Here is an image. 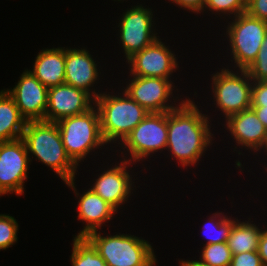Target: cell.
<instances>
[{
  "mask_svg": "<svg viewBox=\"0 0 267 266\" xmlns=\"http://www.w3.org/2000/svg\"><path fill=\"white\" fill-rule=\"evenodd\" d=\"M24 140L0 142V189L22 195L30 158Z\"/></svg>",
  "mask_w": 267,
  "mask_h": 266,
  "instance_id": "9",
  "label": "cell"
},
{
  "mask_svg": "<svg viewBox=\"0 0 267 266\" xmlns=\"http://www.w3.org/2000/svg\"><path fill=\"white\" fill-rule=\"evenodd\" d=\"M266 148V150H264V151H267V138H266V142H265V147H264V149Z\"/></svg>",
  "mask_w": 267,
  "mask_h": 266,
  "instance_id": "35",
  "label": "cell"
},
{
  "mask_svg": "<svg viewBox=\"0 0 267 266\" xmlns=\"http://www.w3.org/2000/svg\"><path fill=\"white\" fill-rule=\"evenodd\" d=\"M26 120L21 116L13 98L0 91V142L21 139Z\"/></svg>",
  "mask_w": 267,
  "mask_h": 266,
  "instance_id": "20",
  "label": "cell"
},
{
  "mask_svg": "<svg viewBox=\"0 0 267 266\" xmlns=\"http://www.w3.org/2000/svg\"><path fill=\"white\" fill-rule=\"evenodd\" d=\"M131 159L123 160L119 166L114 165L103 174H100L96 182L92 185V189L98 194L104 201L113 206L116 210L123 204L130 196L132 189V177L126 168L128 163H131Z\"/></svg>",
  "mask_w": 267,
  "mask_h": 266,
  "instance_id": "15",
  "label": "cell"
},
{
  "mask_svg": "<svg viewBox=\"0 0 267 266\" xmlns=\"http://www.w3.org/2000/svg\"><path fill=\"white\" fill-rule=\"evenodd\" d=\"M72 266H106V262L85 237H74Z\"/></svg>",
  "mask_w": 267,
  "mask_h": 266,
  "instance_id": "22",
  "label": "cell"
},
{
  "mask_svg": "<svg viewBox=\"0 0 267 266\" xmlns=\"http://www.w3.org/2000/svg\"><path fill=\"white\" fill-rule=\"evenodd\" d=\"M230 266H263L257 251L232 255Z\"/></svg>",
  "mask_w": 267,
  "mask_h": 266,
  "instance_id": "28",
  "label": "cell"
},
{
  "mask_svg": "<svg viewBox=\"0 0 267 266\" xmlns=\"http://www.w3.org/2000/svg\"><path fill=\"white\" fill-rule=\"evenodd\" d=\"M226 127L234 136L238 145L245 146L247 149H264L267 138V129L260 122L256 113L250 108L239 113L230 115L226 119Z\"/></svg>",
  "mask_w": 267,
  "mask_h": 266,
  "instance_id": "17",
  "label": "cell"
},
{
  "mask_svg": "<svg viewBox=\"0 0 267 266\" xmlns=\"http://www.w3.org/2000/svg\"><path fill=\"white\" fill-rule=\"evenodd\" d=\"M18 223L14 217L0 214V250L17 242Z\"/></svg>",
  "mask_w": 267,
  "mask_h": 266,
  "instance_id": "26",
  "label": "cell"
},
{
  "mask_svg": "<svg viewBox=\"0 0 267 266\" xmlns=\"http://www.w3.org/2000/svg\"><path fill=\"white\" fill-rule=\"evenodd\" d=\"M246 12L252 17L267 22V0H251L246 5Z\"/></svg>",
  "mask_w": 267,
  "mask_h": 266,
  "instance_id": "30",
  "label": "cell"
},
{
  "mask_svg": "<svg viewBox=\"0 0 267 266\" xmlns=\"http://www.w3.org/2000/svg\"><path fill=\"white\" fill-rule=\"evenodd\" d=\"M32 74L47 88L65 83V49L42 50L36 56Z\"/></svg>",
  "mask_w": 267,
  "mask_h": 266,
  "instance_id": "19",
  "label": "cell"
},
{
  "mask_svg": "<svg viewBox=\"0 0 267 266\" xmlns=\"http://www.w3.org/2000/svg\"><path fill=\"white\" fill-rule=\"evenodd\" d=\"M206 8L217 13L233 14L236 17L246 12V3L245 0H206L204 9Z\"/></svg>",
  "mask_w": 267,
  "mask_h": 266,
  "instance_id": "27",
  "label": "cell"
},
{
  "mask_svg": "<svg viewBox=\"0 0 267 266\" xmlns=\"http://www.w3.org/2000/svg\"><path fill=\"white\" fill-rule=\"evenodd\" d=\"M221 215H222V213H218V212L213 214L212 217L209 218L210 220H209L208 224L207 225L205 224L206 226H204V228L206 229V231L207 232L209 230L210 231H209V234L207 233L208 240H207L206 244H204V245L215 244V243H226L227 242L230 231H231L234 223L237 220H231V218H228V216L226 217L225 215L224 216L223 215L221 216ZM218 217L220 219H217ZM212 230L215 232L216 235H213L214 232ZM206 231H204V232H206ZM210 233H212V234H210Z\"/></svg>",
  "mask_w": 267,
  "mask_h": 266,
  "instance_id": "23",
  "label": "cell"
},
{
  "mask_svg": "<svg viewBox=\"0 0 267 266\" xmlns=\"http://www.w3.org/2000/svg\"><path fill=\"white\" fill-rule=\"evenodd\" d=\"M28 153L49 166L69 187L75 188L77 165L68 156L55 122L28 121L23 131Z\"/></svg>",
  "mask_w": 267,
  "mask_h": 266,
  "instance_id": "2",
  "label": "cell"
},
{
  "mask_svg": "<svg viewBox=\"0 0 267 266\" xmlns=\"http://www.w3.org/2000/svg\"><path fill=\"white\" fill-rule=\"evenodd\" d=\"M169 79L133 76L125 92L148 112H169L178 106L168 105L174 90Z\"/></svg>",
  "mask_w": 267,
  "mask_h": 266,
  "instance_id": "13",
  "label": "cell"
},
{
  "mask_svg": "<svg viewBox=\"0 0 267 266\" xmlns=\"http://www.w3.org/2000/svg\"><path fill=\"white\" fill-rule=\"evenodd\" d=\"M106 262V266H155L156 256L151 244L128 234L101 236L91 232L85 237Z\"/></svg>",
  "mask_w": 267,
  "mask_h": 266,
  "instance_id": "4",
  "label": "cell"
},
{
  "mask_svg": "<svg viewBox=\"0 0 267 266\" xmlns=\"http://www.w3.org/2000/svg\"><path fill=\"white\" fill-rule=\"evenodd\" d=\"M176 60L174 53L158 38L127 61L132 67L130 73L133 76L169 79L179 67Z\"/></svg>",
  "mask_w": 267,
  "mask_h": 266,
  "instance_id": "12",
  "label": "cell"
},
{
  "mask_svg": "<svg viewBox=\"0 0 267 266\" xmlns=\"http://www.w3.org/2000/svg\"><path fill=\"white\" fill-rule=\"evenodd\" d=\"M176 3L179 7L188 9L198 14L204 10L206 0H170ZM201 11V12H200Z\"/></svg>",
  "mask_w": 267,
  "mask_h": 266,
  "instance_id": "31",
  "label": "cell"
},
{
  "mask_svg": "<svg viewBox=\"0 0 267 266\" xmlns=\"http://www.w3.org/2000/svg\"><path fill=\"white\" fill-rule=\"evenodd\" d=\"M56 123L65 150L76 165L91 150L107 144L101 133L100 115L95 105L83 114L66 117Z\"/></svg>",
  "mask_w": 267,
  "mask_h": 266,
  "instance_id": "5",
  "label": "cell"
},
{
  "mask_svg": "<svg viewBox=\"0 0 267 266\" xmlns=\"http://www.w3.org/2000/svg\"><path fill=\"white\" fill-rule=\"evenodd\" d=\"M234 18L226 31L229 35L231 55L236 67L246 70L257 57L267 33V22L252 17L247 12Z\"/></svg>",
  "mask_w": 267,
  "mask_h": 266,
  "instance_id": "6",
  "label": "cell"
},
{
  "mask_svg": "<svg viewBox=\"0 0 267 266\" xmlns=\"http://www.w3.org/2000/svg\"><path fill=\"white\" fill-rule=\"evenodd\" d=\"M180 265L181 266H209V265H206L205 263L201 262L200 260H182L180 261Z\"/></svg>",
  "mask_w": 267,
  "mask_h": 266,
  "instance_id": "34",
  "label": "cell"
},
{
  "mask_svg": "<svg viewBox=\"0 0 267 266\" xmlns=\"http://www.w3.org/2000/svg\"><path fill=\"white\" fill-rule=\"evenodd\" d=\"M241 71V72H240ZM241 75L229 69H222L212 77L213 97L217 107L225 118L251 108V78L246 70H239ZM251 82V83H250Z\"/></svg>",
  "mask_w": 267,
  "mask_h": 266,
  "instance_id": "7",
  "label": "cell"
},
{
  "mask_svg": "<svg viewBox=\"0 0 267 266\" xmlns=\"http://www.w3.org/2000/svg\"><path fill=\"white\" fill-rule=\"evenodd\" d=\"M152 10L142 5L133 6L120 19V41L127 60L157 40L153 33Z\"/></svg>",
  "mask_w": 267,
  "mask_h": 266,
  "instance_id": "10",
  "label": "cell"
},
{
  "mask_svg": "<svg viewBox=\"0 0 267 266\" xmlns=\"http://www.w3.org/2000/svg\"><path fill=\"white\" fill-rule=\"evenodd\" d=\"M249 222H239L237 219L234 223L227 240L232 255L257 251L262 230L255 223L251 224Z\"/></svg>",
  "mask_w": 267,
  "mask_h": 266,
  "instance_id": "21",
  "label": "cell"
},
{
  "mask_svg": "<svg viewBox=\"0 0 267 266\" xmlns=\"http://www.w3.org/2000/svg\"><path fill=\"white\" fill-rule=\"evenodd\" d=\"M6 92L13 98L21 116L28 121H45L48 88L31 72L25 70L13 89Z\"/></svg>",
  "mask_w": 267,
  "mask_h": 266,
  "instance_id": "11",
  "label": "cell"
},
{
  "mask_svg": "<svg viewBox=\"0 0 267 266\" xmlns=\"http://www.w3.org/2000/svg\"><path fill=\"white\" fill-rule=\"evenodd\" d=\"M251 106H267V81L253 82Z\"/></svg>",
  "mask_w": 267,
  "mask_h": 266,
  "instance_id": "29",
  "label": "cell"
},
{
  "mask_svg": "<svg viewBox=\"0 0 267 266\" xmlns=\"http://www.w3.org/2000/svg\"><path fill=\"white\" fill-rule=\"evenodd\" d=\"M4 193L2 192V190L0 189V196H2Z\"/></svg>",
  "mask_w": 267,
  "mask_h": 266,
  "instance_id": "37",
  "label": "cell"
},
{
  "mask_svg": "<svg viewBox=\"0 0 267 266\" xmlns=\"http://www.w3.org/2000/svg\"><path fill=\"white\" fill-rule=\"evenodd\" d=\"M257 252L261 258L263 266H267V230L261 231Z\"/></svg>",
  "mask_w": 267,
  "mask_h": 266,
  "instance_id": "32",
  "label": "cell"
},
{
  "mask_svg": "<svg viewBox=\"0 0 267 266\" xmlns=\"http://www.w3.org/2000/svg\"><path fill=\"white\" fill-rule=\"evenodd\" d=\"M124 96L100 94L95 99L100 115L101 133L106 143L123 142L130 132L149 114V112L125 91Z\"/></svg>",
  "mask_w": 267,
  "mask_h": 266,
  "instance_id": "3",
  "label": "cell"
},
{
  "mask_svg": "<svg viewBox=\"0 0 267 266\" xmlns=\"http://www.w3.org/2000/svg\"><path fill=\"white\" fill-rule=\"evenodd\" d=\"M253 82L267 81V33L254 62L246 69Z\"/></svg>",
  "mask_w": 267,
  "mask_h": 266,
  "instance_id": "25",
  "label": "cell"
},
{
  "mask_svg": "<svg viewBox=\"0 0 267 266\" xmlns=\"http://www.w3.org/2000/svg\"><path fill=\"white\" fill-rule=\"evenodd\" d=\"M251 109L256 113L260 122L267 129V106H251Z\"/></svg>",
  "mask_w": 267,
  "mask_h": 266,
  "instance_id": "33",
  "label": "cell"
},
{
  "mask_svg": "<svg viewBox=\"0 0 267 266\" xmlns=\"http://www.w3.org/2000/svg\"><path fill=\"white\" fill-rule=\"evenodd\" d=\"M250 1H251V0H245L246 5H247Z\"/></svg>",
  "mask_w": 267,
  "mask_h": 266,
  "instance_id": "36",
  "label": "cell"
},
{
  "mask_svg": "<svg viewBox=\"0 0 267 266\" xmlns=\"http://www.w3.org/2000/svg\"><path fill=\"white\" fill-rule=\"evenodd\" d=\"M209 118L195 102L182 100L178 107L167 112V147L183 166L195 165L204 150L212 143Z\"/></svg>",
  "mask_w": 267,
  "mask_h": 266,
  "instance_id": "1",
  "label": "cell"
},
{
  "mask_svg": "<svg viewBox=\"0 0 267 266\" xmlns=\"http://www.w3.org/2000/svg\"><path fill=\"white\" fill-rule=\"evenodd\" d=\"M80 197L77 217L87 224L76 237H86L91 232L98 231V228L101 229L103 223L112 219L117 210L90 188Z\"/></svg>",
  "mask_w": 267,
  "mask_h": 266,
  "instance_id": "18",
  "label": "cell"
},
{
  "mask_svg": "<svg viewBox=\"0 0 267 266\" xmlns=\"http://www.w3.org/2000/svg\"><path fill=\"white\" fill-rule=\"evenodd\" d=\"M97 64L87 49H65V84L71 85L87 92L92 99L101 93L95 89L91 93V86L99 77ZM91 93V94H90Z\"/></svg>",
  "mask_w": 267,
  "mask_h": 266,
  "instance_id": "16",
  "label": "cell"
},
{
  "mask_svg": "<svg viewBox=\"0 0 267 266\" xmlns=\"http://www.w3.org/2000/svg\"><path fill=\"white\" fill-rule=\"evenodd\" d=\"M201 262L209 266H230L232 253L228 243H215L204 245Z\"/></svg>",
  "mask_w": 267,
  "mask_h": 266,
  "instance_id": "24",
  "label": "cell"
},
{
  "mask_svg": "<svg viewBox=\"0 0 267 266\" xmlns=\"http://www.w3.org/2000/svg\"><path fill=\"white\" fill-rule=\"evenodd\" d=\"M167 112L149 114L130 132L122 142L133 162L167 147Z\"/></svg>",
  "mask_w": 267,
  "mask_h": 266,
  "instance_id": "8",
  "label": "cell"
},
{
  "mask_svg": "<svg viewBox=\"0 0 267 266\" xmlns=\"http://www.w3.org/2000/svg\"><path fill=\"white\" fill-rule=\"evenodd\" d=\"M84 90L68 84L48 88V103L45 121L58 122L59 120L80 115L87 112L94 105V99Z\"/></svg>",
  "mask_w": 267,
  "mask_h": 266,
  "instance_id": "14",
  "label": "cell"
}]
</instances>
